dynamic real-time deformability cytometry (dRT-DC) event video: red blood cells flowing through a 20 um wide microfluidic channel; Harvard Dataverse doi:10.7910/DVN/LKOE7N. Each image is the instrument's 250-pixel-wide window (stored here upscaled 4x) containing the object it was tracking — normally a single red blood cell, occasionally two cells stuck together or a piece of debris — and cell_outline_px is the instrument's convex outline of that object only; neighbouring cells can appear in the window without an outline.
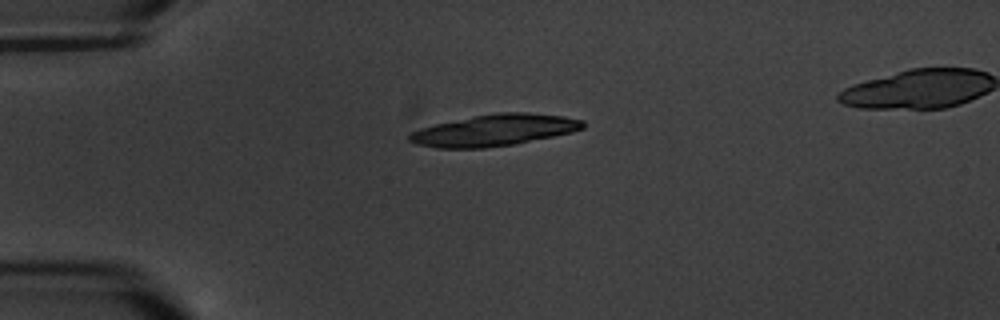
{"species": "common noctule bat (a hibernating species)", "species_latin": "Nyctalus noctula", "temperature_condition": "warm", "stored_images_in_passage": 3, "camera_frame_rate_fps": 3000, "um_per_image_px": 0.085, "animal": {"sex": "male", "body_mass_g": 20.1, "forearm_length_mm": 53.5}, "frame": {"image": 1, "passage_image": 1, "time_ms": 0.0, "image_size_px": [1000, 320], "cell_outline_px": [[584, 128], [572, 132], [516, 144], [484, 148], [436, 148], [416, 144], [408, 140], [408, 136], [412, 132], [420, 128], [436, 124], [496, 112], [528, 112], [564, 116], [584, 120]], "centroid_in_image_um": [42.04, 11.07], "position_along_channel_um": 43.0, "area_um2": 31.79}}